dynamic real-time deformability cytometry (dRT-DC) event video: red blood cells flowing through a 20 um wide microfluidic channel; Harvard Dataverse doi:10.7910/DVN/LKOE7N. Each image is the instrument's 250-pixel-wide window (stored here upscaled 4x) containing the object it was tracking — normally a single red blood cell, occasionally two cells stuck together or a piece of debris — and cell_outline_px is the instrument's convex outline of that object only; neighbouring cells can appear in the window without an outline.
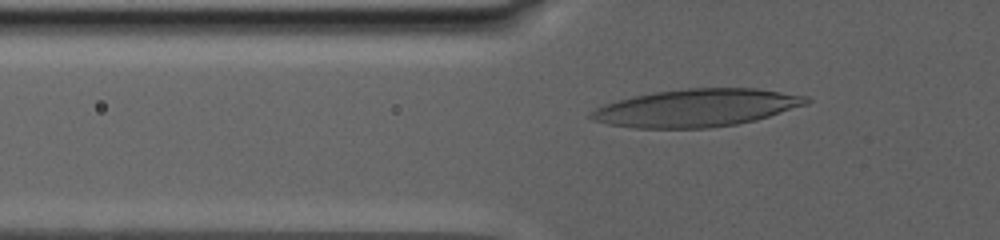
{"species": "human", "species_latin": "Homo sapiens", "temperature_condition": "warm", "stored_images_in_passage": 53, "camera_frame_rate_fps": 3000, "um_per_image_px": 0.085, "donor": {"sex": "male"}, "frame": {"image": 1, "passage_image": 2, "time_ms": 0.333, "image_size_px": [1000, 240], "cell_outline_px": [[812, 100], [808, 104], [756, 120], [736, 124], [708, 128], [636, 128], [608, 124], [592, 120], [588, 116], [596, 108], [632, 96], [652, 92], [688, 88], [756, 88], [808, 96]], "centroid_in_image_um": [59.24, 9.17], "position_along_channel_um": 66.6, "area_um2": 47.11}}
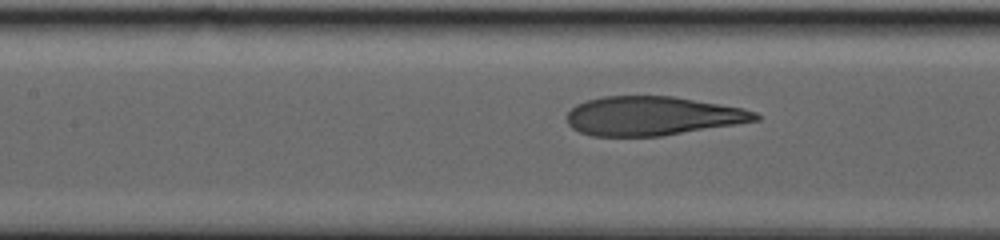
{"frame": {"image": 2, "passage_image": 16, "time_ms": 4.0, "image_size_px": [1000, 240], "cell_outline_px": [[760, 120], [736, 124], [660, 136], [592, 136], [580, 132], [572, 128], [568, 124], [568, 112], [576, 104], [600, 96], [672, 96], [744, 108], [756, 112], [760, 116]], "centroid_in_image_um": [55.45, 9.85], "position_along_channel_um": 151.9, "area_um2": 42.71}}
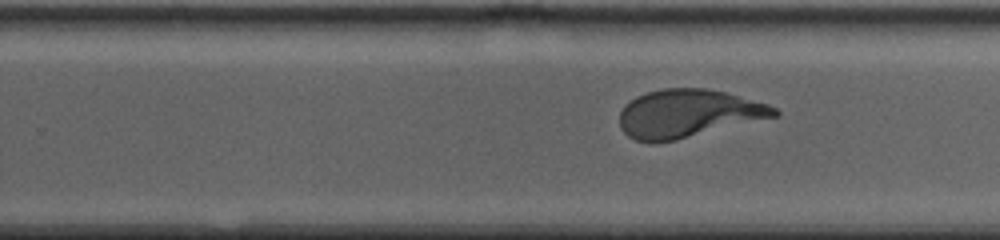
{"frame": {"image": 3, "passage_image": 51, "time_ms": 8.667, "image_size_px": [1000, 240], "cell_outline_px": [[780, 116], [676, 140], [656, 144], [648, 144], [636, 140], [628, 136], [620, 128], [620, 112], [624, 104], [636, 96], [648, 92], [664, 88], [704, 88], [724, 92], [768, 104], [776, 108], [780, 112]], "centroid_in_image_um": [58.48, 9.67], "position_along_channel_um": 271.3, "area_um2": 43.7}}